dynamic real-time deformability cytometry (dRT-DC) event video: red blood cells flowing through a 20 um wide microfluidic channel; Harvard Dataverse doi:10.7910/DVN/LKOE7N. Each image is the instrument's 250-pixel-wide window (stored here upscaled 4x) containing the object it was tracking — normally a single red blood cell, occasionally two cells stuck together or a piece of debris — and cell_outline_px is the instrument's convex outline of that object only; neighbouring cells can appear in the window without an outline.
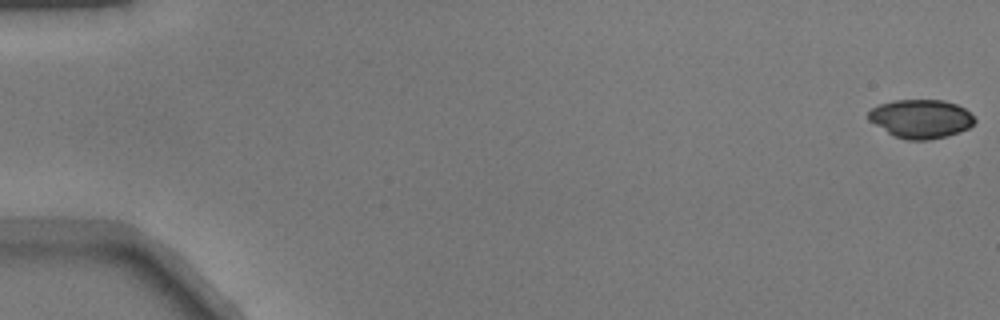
{"species": "common noctule bat (a hibernating species)", "species_latin": "Nyctalus noctula", "temperature_condition": "warm", "stored_images_in_passage": 51, "camera_frame_rate_fps": 3000, "um_per_image_px": 0.085, "animal": {"sex": "male", "body_mass_g": 17.9}, "frame": {"image": 1, "passage_image": 1, "time_ms": 0.0, "image_size_px": [1000, 320], "cell_outline_px": [[976, 120], [968, 128], [960, 132], [948, 136], [928, 140], [908, 140], [896, 136], [888, 132], [868, 120], [868, 112], [872, 108], [880, 104], [892, 100], [944, 100], [956, 104], [964, 108]], "centroid_in_image_um": [78.27, 10.09], "position_along_channel_um": 6.7, "area_um2": 23.81}}
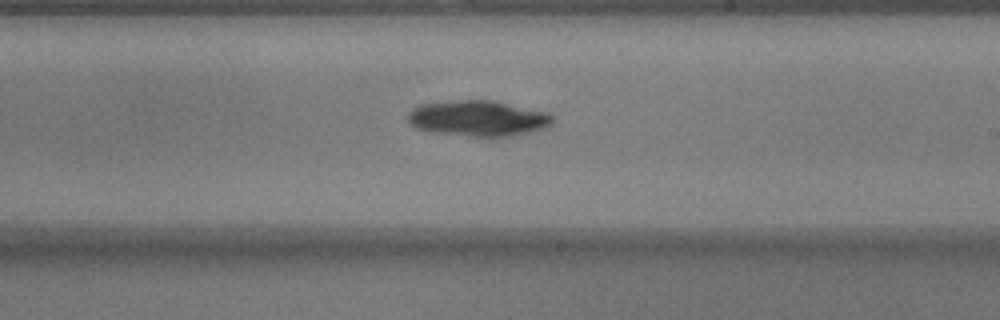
{"frame": {"image": 2, "passage_image": 31, "time_ms": 10.0, "image_size_px": [1000, 320], "cell_outline_px": [[556, 120], [548, 128], [532, 132], [512, 136], [472, 136], [432, 132], [416, 128], [408, 120], [408, 112], [412, 108], [420, 104], [456, 100], [492, 100], [548, 112], [556, 116]], "centroid_in_image_um": [40.71, 10.06], "position_along_channel_um": 248.3, "area_um2": 30.46}}
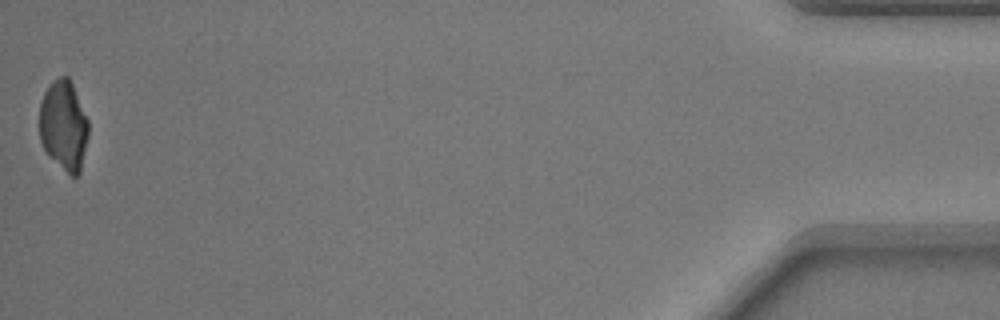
{"frame": {"image": 3, "passage_image": 51, "time_ms": 16.667, "image_size_px": [1000, 320], "cell_outline_px": [[88, 136], [80, 172], [76, 176], [72, 176], [44, 148], [40, 140], [40, 100], [48, 84], [52, 80], [60, 76], [68, 76], [72, 84], [88, 120]], "centroid_in_image_um": [5.41, 10.6], "position_along_channel_um": 429.8, "area_um2": 25.26}}